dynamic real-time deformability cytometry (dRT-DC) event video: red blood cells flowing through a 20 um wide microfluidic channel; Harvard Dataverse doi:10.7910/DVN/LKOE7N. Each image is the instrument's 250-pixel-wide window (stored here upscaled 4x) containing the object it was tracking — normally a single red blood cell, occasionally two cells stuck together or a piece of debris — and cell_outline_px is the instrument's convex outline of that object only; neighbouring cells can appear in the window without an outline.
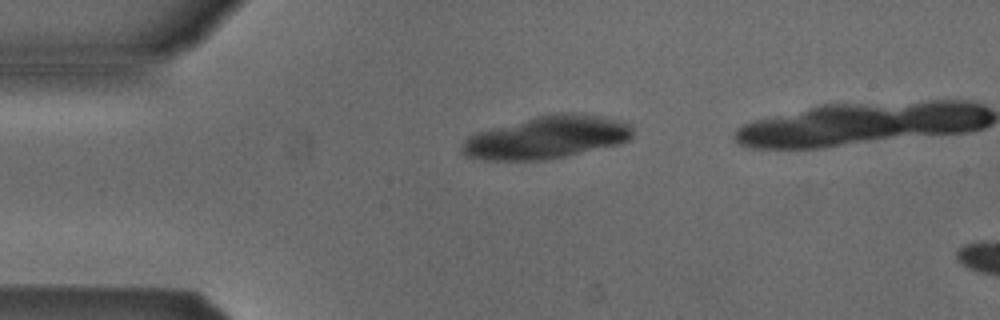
{"species": "Egyptian fruit bat (a non-hibernating species)", "species_latin": "Rousettus aegyptiacus", "temperature_condition": "cold", "stored_images_in_passage": 3, "camera_frame_rate_fps": 3000, "um_per_image_px": 0.085, "animal": {"sex": "male"}, "frame": {"image": 1, "passage_image": 2, "time_ms": 0.333, "image_size_px": [1000, 320], "cell_outline_px": [[632, 136], [628, 140], [620, 144], [564, 156], [544, 160], [484, 160], [468, 156], [460, 152], [460, 144], [468, 136], [476, 132], [536, 116], [556, 112], [576, 112], [604, 116], [620, 120], [632, 124]], "centroid_in_image_um": [46.48, 11.66], "position_along_channel_um": 38.5, "area_um2": 42.71}}